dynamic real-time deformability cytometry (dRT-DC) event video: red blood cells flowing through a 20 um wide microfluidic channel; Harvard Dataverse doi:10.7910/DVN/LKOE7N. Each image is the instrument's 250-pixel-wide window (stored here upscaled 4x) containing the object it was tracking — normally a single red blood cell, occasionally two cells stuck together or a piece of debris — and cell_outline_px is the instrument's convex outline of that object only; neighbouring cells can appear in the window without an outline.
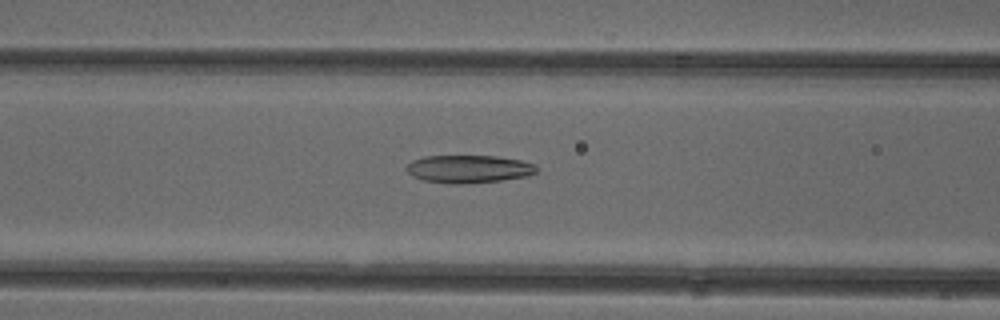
{"species": "common noctule bat (a hibernating species)", "species_latin": "Nyctalus noctula", "temperature_condition": "cold", "stored_images_in_passage": 48, "camera_frame_rate_fps": 3000, "um_per_image_px": 0.085, "animal": {"sex": "female"}, "frame": {"image": 1, "passage_image": 17, "time_ms": 5.333, "image_size_px": [1000, 320], "cell_outline_px": [[536, 172], [528, 176], [500, 180], [460, 184], [452, 184], [424, 180], [412, 176], [404, 168], [412, 160], [424, 156], [496, 156], [520, 160], [536, 164]], "centroid_in_image_um": [39.82, 14.36], "position_along_channel_um": 126.8, "area_um2": 21.04}}
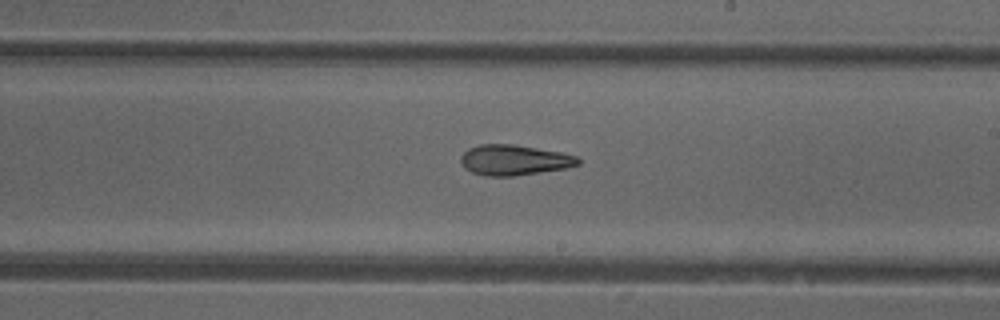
{"frame": {"image": 2, "passage_image": 26, "time_ms": 8.333, "image_size_px": [1000, 320], "cell_outline_px": [[580, 164], [564, 168], [540, 172], [512, 176], [484, 176], [472, 172], [464, 168], [460, 160], [460, 156], [468, 148], [480, 144], [512, 144], [560, 152], [576, 156], [580, 160]], "centroid_in_image_um": [43.66, 13.6], "position_along_channel_um": 245.3, "area_um2": 20.69}}
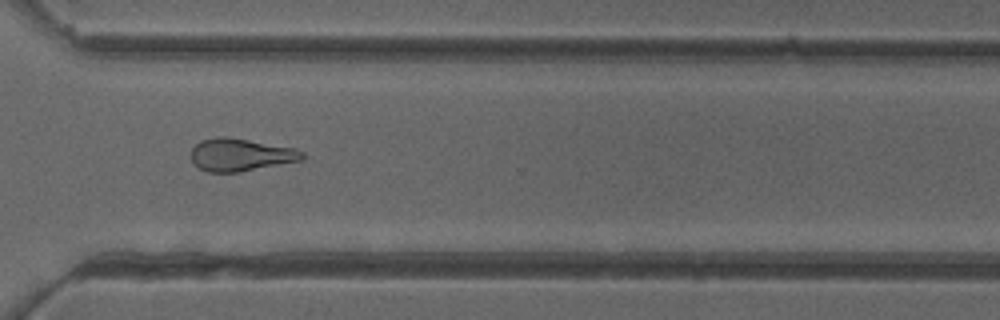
{"frame": {"image": 3, "passage_image": 34, "time_ms": 11.0, "image_size_px": [1000, 320], "cell_outline_px": [[304, 160], [236, 172], [208, 172], [192, 164], [192, 148], [200, 140], [216, 136], [228, 136], [296, 148], [304, 152]], "centroid_in_image_um": [20.45, 13.14], "position_along_channel_um": 350.1, "area_um2": 21.27}, "authors_computed_cell_mechanics": {"area_um2": 21.6172, "velocity_mm_per_s": 3.9501, "shape_relaxation_time_tau1_ms": null, "shape_relaxation_time_tau2_ms": 5.9982, "deformation_change_tau1": null, "deformation_change_tau2": 0.1522}}